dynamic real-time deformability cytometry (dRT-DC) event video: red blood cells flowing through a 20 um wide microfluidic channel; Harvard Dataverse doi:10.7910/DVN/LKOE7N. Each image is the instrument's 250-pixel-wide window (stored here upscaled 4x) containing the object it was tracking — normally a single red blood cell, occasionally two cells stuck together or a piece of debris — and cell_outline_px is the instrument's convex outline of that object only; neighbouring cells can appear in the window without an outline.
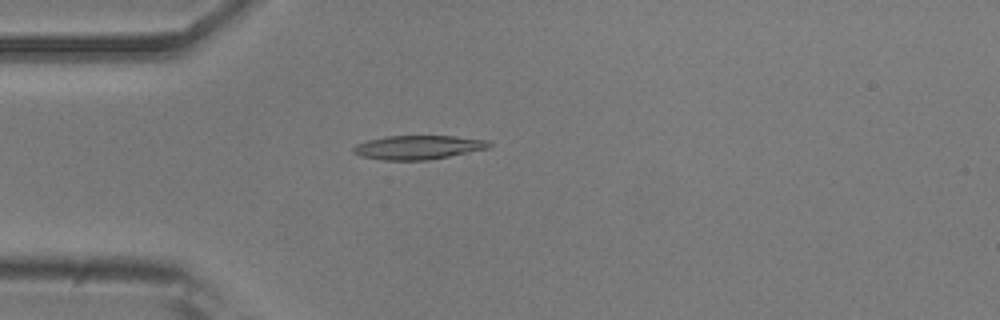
{"species": "common noctule bat (a hibernating species)", "species_latin": "Nyctalus noctula", "temperature_condition": "room temperature", "stored_images_in_passage": 53, "camera_frame_rate_fps": 3000, "um_per_image_px": 0.085, "animal": {"sex": "male", "body_mass_g": 20.5, "forearm_length_mm": 52.5}, "frame": {"image": 1, "passage_image": 14, "time_ms": 4.333, "image_size_px": [1000, 320], "cell_outline_px": [[492, 144], [488, 148], [428, 160], [384, 160], [360, 156], [352, 152], [352, 148], [356, 144], [368, 140], [384, 136], [456, 136], [488, 140]], "centroid_in_image_um": [35.51, 12.52], "position_along_channel_um": 49.5, "area_um2": 18.9}}
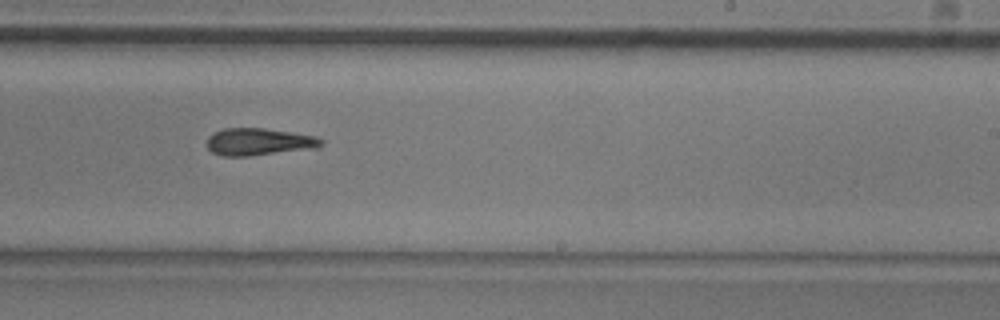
{"frame": {"image": 2, "passage_image": 32, "time_ms": 10.333, "image_size_px": [1000, 320], "cell_outline_px": [[324, 144], [320, 148], [248, 156], [224, 156], [212, 152], [208, 148], [208, 136], [212, 132], [224, 128], [264, 128], [316, 136], [324, 140]], "centroid_in_image_um": [22.04, 12.05], "position_along_channel_um": 267.0, "area_um2": 18.32}}
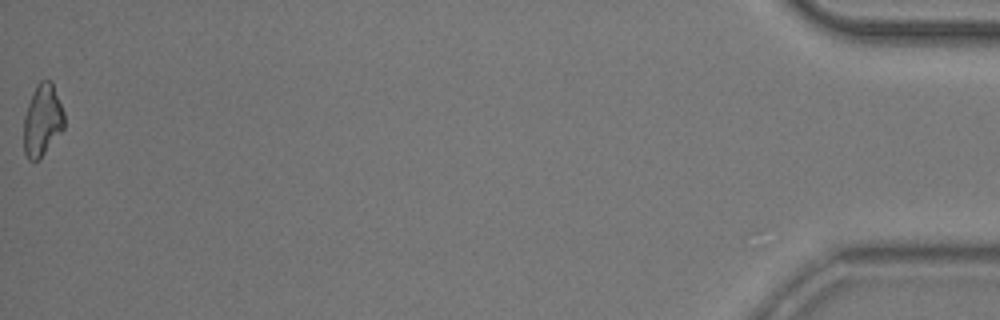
{"frame": {"image": 3, "passage_image": 53, "time_ms": 17.333, "image_size_px": [1000, 320], "cell_outline_px": [[64, 128], [40, 160], [28, 160], [24, 152], [24, 116], [32, 92], [36, 84], [40, 80], [52, 80], [64, 112]], "centroid_in_image_um": [3.6, 10.21], "position_along_channel_um": 431.6, "area_um2": 17.17}, "authors_computed_cell_mechanics": {"area_um2": 18.207, "velocity_mm_per_s": 3.7842, "shape_relaxation_time_tau1_ms": 11.1605, "shape_relaxation_time_tau2_ms": 7.3794, "deformation_change_tau1": 0.2186, "deformation_change_tau2": 0.1755}}